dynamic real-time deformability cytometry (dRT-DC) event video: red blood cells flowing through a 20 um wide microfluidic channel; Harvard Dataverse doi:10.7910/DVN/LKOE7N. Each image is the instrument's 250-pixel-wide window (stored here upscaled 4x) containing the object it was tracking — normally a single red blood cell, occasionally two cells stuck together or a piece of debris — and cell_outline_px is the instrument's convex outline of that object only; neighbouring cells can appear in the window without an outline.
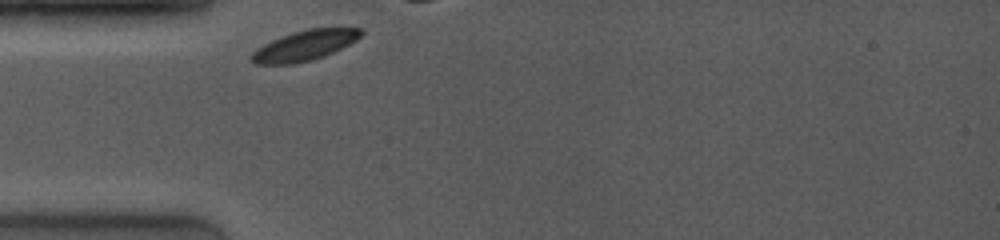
{"species": "common noctule bat (a hibernating species)", "species_latin": "Nyctalus noctula", "temperature_condition": "room temperature", "stored_images_in_passage": 26, "camera_frame_rate_fps": 4000, "um_per_image_px": 0.085, "animal": {"sex": "female", "body_mass_g": 19.0, "forearm_length_mm": 53.3}, "frame": {"image": 1, "passage_image": 1, "time_ms": 0.0, "image_size_px": [1000, 240], "cell_outline_px": [[364, 32], [356, 40], [324, 56], [312, 60], [292, 64], [256, 64], [252, 60], [252, 52], [256, 48], [272, 40], [308, 28], [364, 28]], "centroid_in_image_um": [25.91, 3.87], "position_along_channel_um": 59.1, "area_um2": 18.9}, "authors_computed_cell_mechanics": {"area_um2": 19.9699, "velocity_mm_per_s": 3.722, "shape_relaxation_time_tau1_ms": 0.7039, "shape_relaxation_time_tau2_ms": null, "deformation_change_tau1": 0.0317, "deformation_change_tau2": null}}